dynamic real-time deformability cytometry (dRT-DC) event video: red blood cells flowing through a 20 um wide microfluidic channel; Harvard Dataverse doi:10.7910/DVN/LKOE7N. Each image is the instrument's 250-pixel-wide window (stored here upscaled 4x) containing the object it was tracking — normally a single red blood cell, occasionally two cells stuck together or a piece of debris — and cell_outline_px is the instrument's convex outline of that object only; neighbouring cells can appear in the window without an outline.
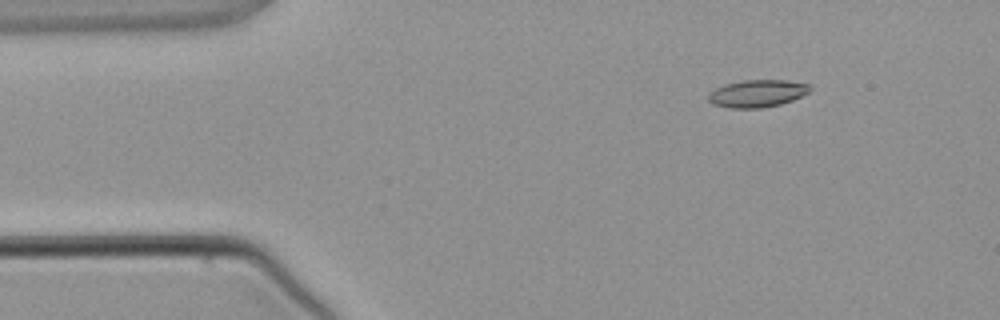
{"species": "common noctule bat (a hibernating species)", "species_latin": "Nyctalus noctula", "temperature_condition": "warm", "stored_images_in_passage": 4, "camera_frame_rate_fps": 3000, "um_per_image_px": 0.085, "animal": {"sex": "male", "body_mass_g": 21.5, "forearm_length_mm": 52.0}, "frame": {"image": 1, "passage_image": 2, "time_ms": 1.333, "image_size_px": [1000, 320], "cell_outline_px": [[812, 88], [808, 92], [792, 100], [780, 104], [764, 108], [728, 108], [712, 104], [708, 100], [708, 92], [724, 84], [744, 80], [788, 80], [808, 84]], "centroid_in_image_um": [64.33, 7.94], "position_along_channel_um": 20.7, "area_um2": 16.3}}
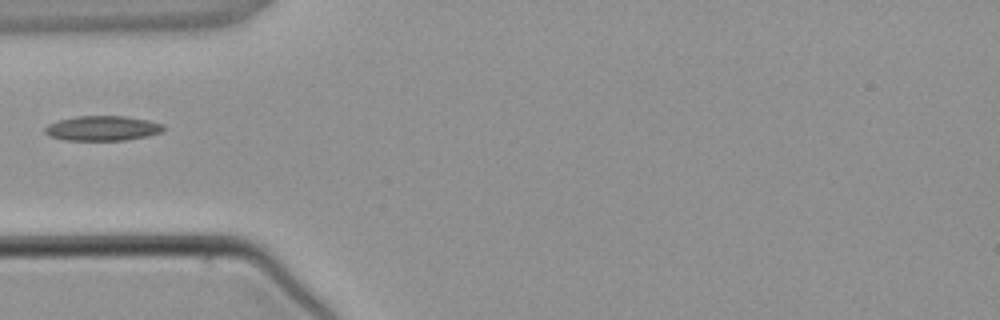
{"frame": {"image": 2, "passage_image": 4, "time_ms": 4.0, "image_size_px": [1000, 320], "cell_outline_px": [[164, 128], [160, 132], [148, 136], [124, 140], [64, 140], [48, 136], [44, 132], [44, 128], [48, 124], [60, 120], [76, 116], [124, 116], [148, 120], [164, 124]], "centroid_in_image_um": [8.69, 10.9], "position_along_channel_um": 76.3, "area_um2": 17.17}}